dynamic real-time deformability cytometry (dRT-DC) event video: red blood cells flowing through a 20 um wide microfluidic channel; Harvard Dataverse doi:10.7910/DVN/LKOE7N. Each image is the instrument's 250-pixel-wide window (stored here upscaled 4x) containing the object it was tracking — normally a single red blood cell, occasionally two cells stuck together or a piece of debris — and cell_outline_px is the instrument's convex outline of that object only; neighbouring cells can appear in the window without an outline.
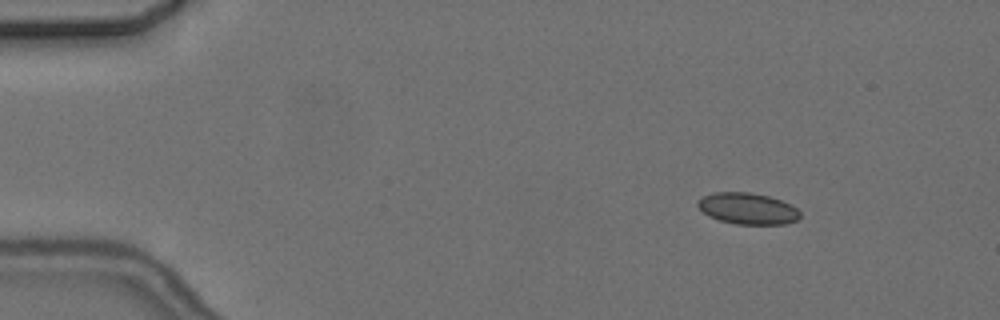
{"species": "common noctule bat (a hibernating species)", "species_latin": "Nyctalus noctula", "temperature_condition": "cold", "stored_images_in_passage": 3, "camera_frame_rate_fps": 3000, "um_per_image_px": 0.085, "animal": {"sex": "female", "body_mass_g": 24.6, "forearm_length_mm": 56.2}, "frame": {"image": 1, "passage_image": 1, "time_ms": 0.0, "image_size_px": [1000, 320], "cell_outline_px": [[800, 220], [784, 224], [736, 224], [720, 220], [708, 216], [696, 204], [704, 196], [712, 192], [752, 192], [768, 196], [792, 204], [800, 212]], "centroid_in_image_um": [63.59, 17.73], "position_along_channel_um": 21.4, "area_um2": 18.73}}